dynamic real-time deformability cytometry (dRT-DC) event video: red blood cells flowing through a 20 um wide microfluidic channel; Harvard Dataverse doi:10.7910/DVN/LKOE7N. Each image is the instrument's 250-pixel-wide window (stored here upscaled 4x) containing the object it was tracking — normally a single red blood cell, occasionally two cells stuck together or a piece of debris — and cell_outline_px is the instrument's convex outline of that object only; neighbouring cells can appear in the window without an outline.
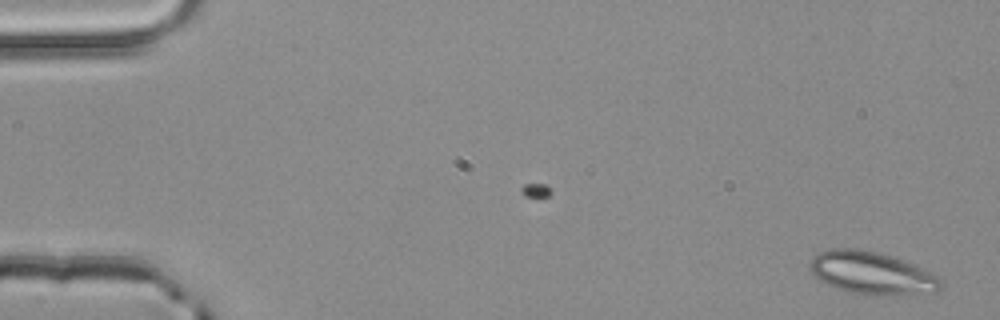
{"species": "common noctule bat (a hibernating species)", "species_latin": "Nyctalus noctula", "temperature_condition": "room temperature", "stored_images_in_passage": 4, "camera_frame_rate_fps": 3000, "um_per_image_px": 0.085, "animal": {"sex": "male", "body_mass_g": 20.4}, "frame": {"image": 1, "passage_image": 4, "time_ms": 1.0, "image_size_px": [1000, 320], "cell_outline_px": [[944, 284], [936, 292], [884, 296], [864, 296], [844, 292], [820, 280], [808, 268], [808, 264], [812, 256], [820, 252], [832, 248], [856, 248], [876, 252], [904, 260], [916, 264], [924, 268], [944, 280]], "centroid_in_image_um": [74.12, 23.23], "position_along_channel_um": 10.9, "area_um2": 33.23}}